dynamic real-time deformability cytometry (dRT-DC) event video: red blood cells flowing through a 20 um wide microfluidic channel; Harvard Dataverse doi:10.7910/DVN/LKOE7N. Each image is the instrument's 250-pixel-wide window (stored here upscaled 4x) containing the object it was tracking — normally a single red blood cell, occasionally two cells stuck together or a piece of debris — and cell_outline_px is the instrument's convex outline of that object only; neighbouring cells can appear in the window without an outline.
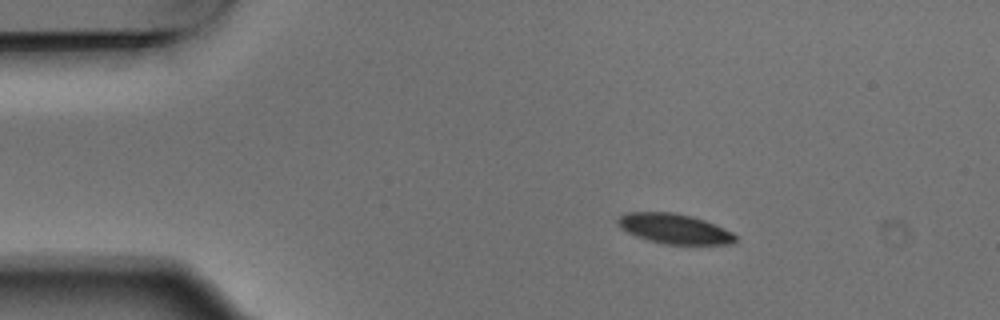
{"species": "Egyptian fruit bat (a non-hibernating species)", "species_latin": "Rousettus aegyptiacus", "temperature_condition": "warm", "stored_images_in_passage": 4, "camera_frame_rate_fps": 3000, "um_per_image_px": 0.085, "animal": {"sex": "male"}, "frame": {"image": 1, "passage_image": 2, "time_ms": 0.333, "image_size_px": [1000, 320], "cell_outline_px": [[736, 240], [732, 244], [664, 244], [648, 240], [636, 236], [620, 228], [616, 220], [624, 212], [676, 212], [692, 216], [704, 220], [724, 228], [732, 232], [736, 236]], "centroid_in_image_um": [57.3, 19.43], "position_along_channel_um": 27.7, "area_um2": 20.58}}